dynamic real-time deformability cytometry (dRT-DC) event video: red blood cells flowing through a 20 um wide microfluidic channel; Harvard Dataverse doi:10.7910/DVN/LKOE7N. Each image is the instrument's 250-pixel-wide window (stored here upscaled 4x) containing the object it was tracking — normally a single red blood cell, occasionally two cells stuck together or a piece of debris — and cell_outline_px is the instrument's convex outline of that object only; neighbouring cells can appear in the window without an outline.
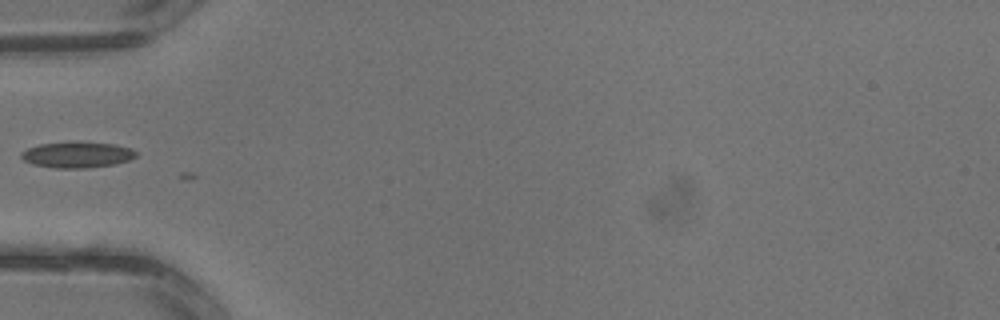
{"species": "common noctule bat (a hibernating species)", "species_latin": "Nyctalus noctula", "temperature_condition": "warm", "stored_images_in_passage": 2, "camera_frame_rate_fps": 3000, "um_per_image_px": 0.085, "animal": {"sex": "male", "body_mass_g": 13.3}, "frame": {"image": 1, "passage_image": 2, "time_ms": 0.333, "image_size_px": [1000, 320], "cell_outline_px": [[136, 156], [128, 160], [116, 164], [84, 168], [56, 168], [32, 164], [24, 160], [20, 156], [20, 152], [28, 148], [40, 144], [116, 144], [128, 148], [136, 152]], "centroid_in_image_um": [6.53, 13.2], "position_along_channel_um": 78.5, "area_um2": 16.53}}